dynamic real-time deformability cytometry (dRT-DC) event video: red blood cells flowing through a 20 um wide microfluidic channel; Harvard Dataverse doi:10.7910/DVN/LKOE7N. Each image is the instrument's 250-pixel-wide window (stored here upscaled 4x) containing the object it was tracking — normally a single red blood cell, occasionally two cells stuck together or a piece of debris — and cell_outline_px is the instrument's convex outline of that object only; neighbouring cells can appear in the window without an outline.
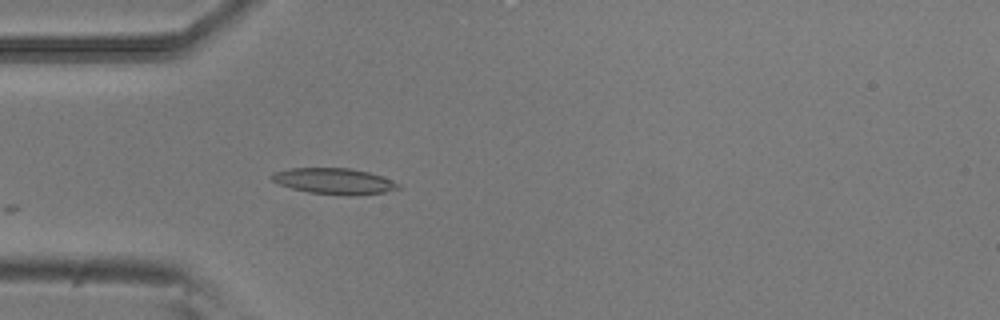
{"species": "common noctule bat (a hibernating species)", "species_latin": "Nyctalus noctula", "temperature_condition": "room temperature", "stored_images_in_passage": 10, "camera_frame_rate_fps": 3000, "um_per_image_px": 0.085, "animal": {"sex": "male", "body_mass_g": 20.5, "forearm_length_mm": 52.5}, "frame": {"image": 1, "passage_image": 2, "time_ms": 0.333, "image_size_px": [1000, 320], "cell_outline_px": [[404, 188], [384, 192], [348, 196], [308, 192], [292, 188], [280, 184], [272, 180], [268, 176], [276, 172], [292, 168], [348, 168], [368, 172], [392, 180], [400, 184]], "centroid_in_image_um": [28.43, 15.4], "position_along_channel_um": 56.6, "area_um2": 19.07}}
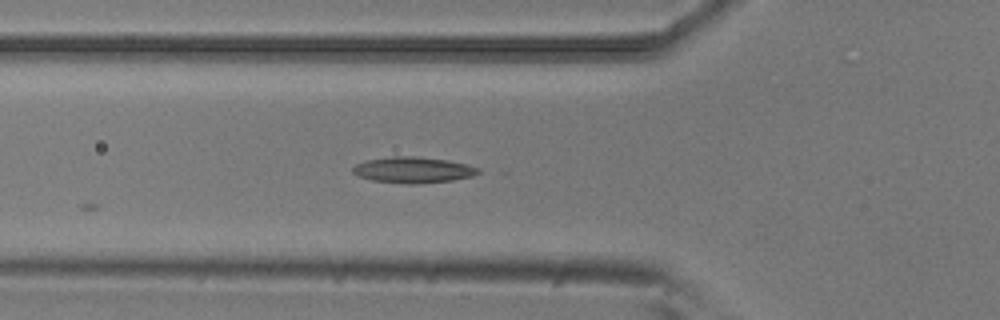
{"frame": {"image": 2, "passage_image": 5, "time_ms": 1.333, "image_size_px": [1000, 320], "cell_outline_px": [[480, 172], [472, 176], [452, 180], [416, 184], [408, 184], [372, 180], [360, 176], [352, 172], [352, 168], [356, 164], [364, 160], [392, 156], [420, 156], [448, 160], [480, 168]], "centroid_in_image_um": [35.1, 14.43], "position_along_channel_um": 90.7, "area_um2": 19.02}}
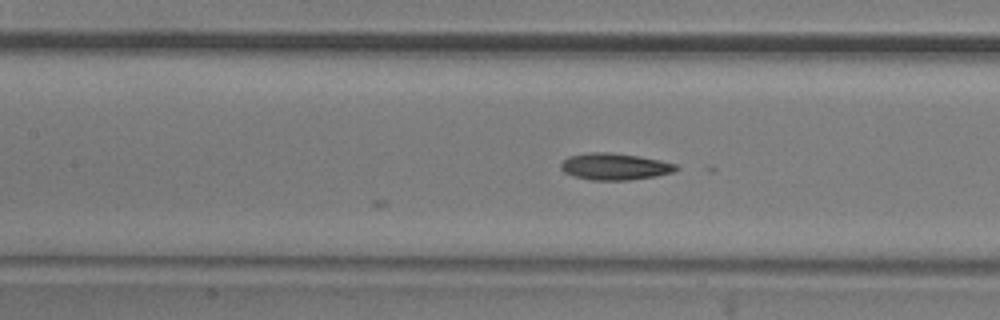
{"frame": {"image": 3, "passage_image": 10, "time_ms": 3.0, "image_size_px": [1000, 320], "cell_outline_px": [[680, 168], [672, 172], [656, 176], [628, 180], [592, 180], [572, 176], [564, 172], [560, 168], [560, 164], [568, 156], [588, 152], [608, 152], [640, 156], [660, 160], [676, 164]], "centroid_in_image_um": [52.23, 14.15], "position_along_channel_um": 155.2, "area_um2": 18.03}}